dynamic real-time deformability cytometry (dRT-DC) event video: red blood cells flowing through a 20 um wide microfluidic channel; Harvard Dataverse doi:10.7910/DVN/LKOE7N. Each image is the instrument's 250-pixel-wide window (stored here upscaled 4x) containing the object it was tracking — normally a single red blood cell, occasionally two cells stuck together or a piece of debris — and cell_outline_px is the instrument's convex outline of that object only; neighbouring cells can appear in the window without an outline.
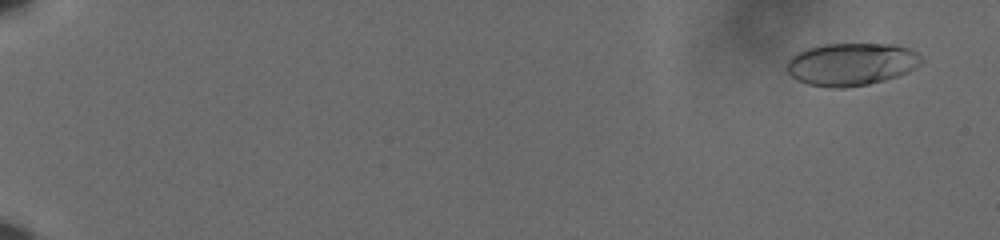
{"species": "human", "species_latin": "Homo sapiens", "temperature_condition": "cold", "stored_images_in_passage": 61, "camera_frame_rate_fps": 3000, "um_per_image_px": 0.085, "donor": {"sex": "male"}, "frame": {"image": 1, "passage_image": 4, "time_ms": 1.0, "image_size_px": [1000, 240], "cell_outline_px": [[924, 60], [916, 68], [908, 72], [884, 80], [868, 84], [844, 88], [828, 88], [808, 84], [796, 80], [788, 72], [788, 60], [792, 56], [804, 48], [824, 44], [896, 44], [908, 48], [924, 56]], "centroid_in_image_um": [72.39, 5.45], "position_along_channel_um": 12.6, "area_um2": 33.7}}
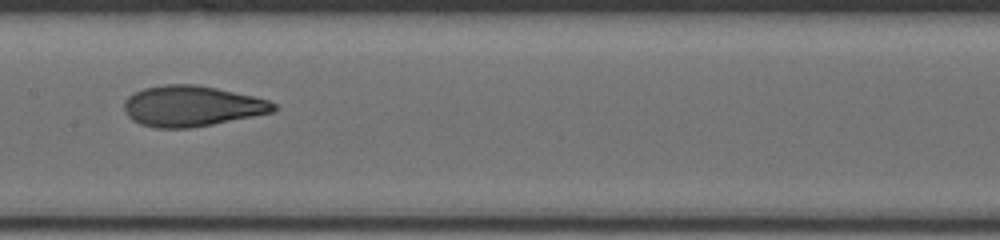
{"frame": {"image": 2, "passage_image": 35, "time_ms": 11.333, "image_size_px": [1000, 240], "cell_outline_px": [[280, 108], [272, 112], [192, 128], [156, 128], [140, 124], [132, 120], [124, 112], [124, 100], [132, 92], [144, 88], [164, 84], [196, 84], [216, 88], [252, 96], [268, 100], [276, 104]], "centroid_in_image_um": [16.26, 9.01], "position_along_channel_um": 191.1, "area_um2": 35.49}}
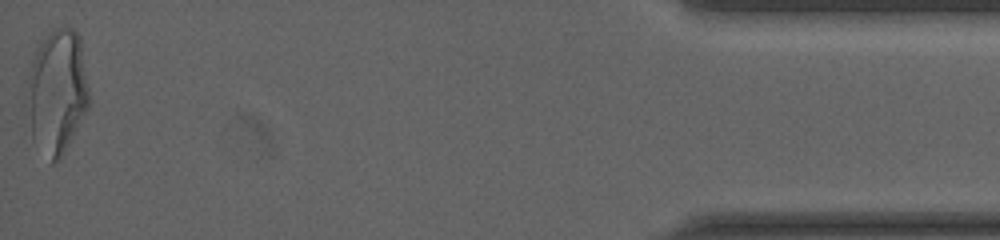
{"frame": {"image": 3, "passage_image": 61, "time_ms": 20.0, "image_size_px": [1000, 240], "cell_outline_px": [[88, 108], [60, 160], [52, 164], [32, 140], [24, 104], [28, 72], [36, 48], [40, 40], [56, 28], [64, 24], [72, 28], [80, 36], [88, 88]], "centroid_in_image_um": [4.79, 7.79], "position_along_channel_um": 430.4, "area_um2": 45.84}, "authors_computed_cell_mechanics": {"area_um2": 34.7378, "velocity_mm_per_s": 3.6287, "shape_relaxation_time_tau1_ms": 5.0502, "shape_relaxation_time_tau2_ms": 1.0924, "deformation_change_tau1": 0.1861, "deformation_change_tau2": 0.0784}}